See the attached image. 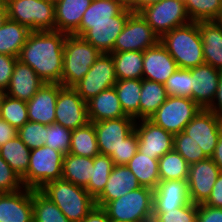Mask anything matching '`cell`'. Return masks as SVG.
I'll return each mask as SVG.
<instances>
[{
  "label": "cell",
  "mask_w": 222,
  "mask_h": 222,
  "mask_svg": "<svg viewBox=\"0 0 222 222\" xmlns=\"http://www.w3.org/2000/svg\"><path fill=\"white\" fill-rule=\"evenodd\" d=\"M60 31H31L18 60L29 65L45 83L61 84L64 43Z\"/></svg>",
  "instance_id": "1"
},
{
  "label": "cell",
  "mask_w": 222,
  "mask_h": 222,
  "mask_svg": "<svg viewBox=\"0 0 222 222\" xmlns=\"http://www.w3.org/2000/svg\"><path fill=\"white\" fill-rule=\"evenodd\" d=\"M159 42L176 61L178 68L191 69L205 63L198 22H190L163 34Z\"/></svg>",
  "instance_id": "2"
},
{
  "label": "cell",
  "mask_w": 222,
  "mask_h": 222,
  "mask_svg": "<svg viewBox=\"0 0 222 222\" xmlns=\"http://www.w3.org/2000/svg\"><path fill=\"white\" fill-rule=\"evenodd\" d=\"M53 201L70 222H81L96 206L84 187L63 178L46 183L39 189Z\"/></svg>",
  "instance_id": "3"
},
{
  "label": "cell",
  "mask_w": 222,
  "mask_h": 222,
  "mask_svg": "<svg viewBox=\"0 0 222 222\" xmlns=\"http://www.w3.org/2000/svg\"><path fill=\"white\" fill-rule=\"evenodd\" d=\"M154 190L140 187L109 201L102 209L111 221L151 222L153 219Z\"/></svg>",
  "instance_id": "4"
},
{
  "label": "cell",
  "mask_w": 222,
  "mask_h": 222,
  "mask_svg": "<svg viewBox=\"0 0 222 222\" xmlns=\"http://www.w3.org/2000/svg\"><path fill=\"white\" fill-rule=\"evenodd\" d=\"M102 53L82 37L67 35L64 43L61 84L73 87L83 79Z\"/></svg>",
  "instance_id": "5"
},
{
  "label": "cell",
  "mask_w": 222,
  "mask_h": 222,
  "mask_svg": "<svg viewBox=\"0 0 222 222\" xmlns=\"http://www.w3.org/2000/svg\"><path fill=\"white\" fill-rule=\"evenodd\" d=\"M8 19L31 31L55 30V2L52 0H5Z\"/></svg>",
  "instance_id": "6"
},
{
  "label": "cell",
  "mask_w": 222,
  "mask_h": 222,
  "mask_svg": "<svg viewBox=\"0 0 222 222\" xmlns=\"http://www.w3.org/2000/svg\"><path fill=\"white\" fill-rule=\"evenodd\" d=\"M64 154L49 146L30 151L29 168L21 178L24 187L40 189L46 183L62 177Z\"/></svg>",
  "instance_id": "7"
},
{
  "label": "cell",
  "mask_w": 222,
  "mask_h": 222,
  "mask_svg": "<svg viewBox=\"0 0 222 222\" xmlns=\"http://www.w3.org/2000/svg\"><path fill=\"white\" fill-rule=\"evenodd\" d=\"M139 13L159 37L191 22L184 0H160L144 7Z\"/></svg>",
  "instance_id": "8"
},
{
  "label": "cell",
  "mask_w": 222,
  "mask_h": 222,
  "mask_svg": "<svg viewBox=\"0 0 222 222\" xmlns=\"http://www.w3.org/2000/svg\"><path fill=\"white\" fill-rule=\"evenodd\" d=\"M200 110L191 98L168 96L149 120L165 131L177 134L184 130Z\"/></svg>",
  "instance_id": "9"
},
{
  "label": "cell",
  "mask_w": 222,
  "mask_h": 222,
  "mask_svg": "<svg viewBox=\"0 0 222 222\" xmlns=\"http://www.w3.org/2000/svg\"><path fill=\"white\" fill-rule=\"evenodd\" d=\"M117 82L111 54L102 53L89 71L73 88L85 101H89L104 90L114 87Z\"/></svg>",
  "instance_id": "10"
},
{
  "label": "cell",
  "mask_w": 222,
  "mask_h": 222,
  "mask_svg": "<svg viewBox=\"0 0 222 222\" xmlns=\"http://www.w3.org/2000/svg\"><path fill=\"white\" fill-rule=\"evenodd\" d=\"M160 37L139 12H132L116 39L113 52L145 51L155 46Z\"/></svg>",
  "instance_id": "11"
},
{
  "label": "cell",
  "mask_w": 222,
  "mask_h": 222,
  "mask_svg": "<svg viewBox=\"0 0 222 222\" xmlns=\"http://www.w3.org/2000/svg\"><path fill=\"white\" fill-rule=\"evenodd\" d=\"M131 13L132 11L125 8L116 16V22L80 23L79 28L72 35L82 37L101 53H113L116 39Z\"/></svg>",
  "instance_id": "12"
},
{
  "label": "cell",
  "mask_w": 222,
  "mask_h": 222,
  "mask_svg": "<svg viewBox=\"0 0 222 222\" xmlns=\"http://www.w3.org/2000/svg\"><path fill=\"white\" fill-rule=\"evenodd\" d=\"M222 131V120L208 109H201L186 125L183 132L211 158Z\"/></svg>",
  "instance_id": "13"
},
{
  "label": "cell",
  "mask_w": 222,
  "mask_h": 222,
  "mask_svg": "<svg viewBox=\"0 0 222 222\" xmlns=\"http://www.w3.org/2000/svg\"><path fill=\"white\" fill-rule=\"evenodd\" d=\"M55 123L74 130L87 125V102H85L73 87H62L59 90L55 108Z\"/></svg>",
  "instance_id": "14"
},
{
  "label": "cell",
  "mask_w": 222,
  "mask_h": 222,
  "mask_svg": "<svg viewBox=\"0 0 222 222\" xmlns=\"http://www.w3.org/2000/svg\"><path fill=\"white\" fill-rule=\"evenodd\" d=\"M135 131L138 134V151L150 158L159 159L173 149L174 134L149 119L136 120Z\"/></svg>",
  "instance_id": "15"
},
{
  "label": "cell",
  "mask_w": 222,
  "mask_h": 222,
  "mask_svg": "<svg viewBox=\"0 0 222 222\" xmlns=\"http://www.w3.org/2000/svg\"><path fill=\"white\" fill-rule=\"evenodd\" d=\"M135 119L127 116L93 122L100 154L117 153L125 140L135 130Z\"/></svg>",
  "instance_id": "16"
},
{
  "label": "cell",
  "mask_w": 222,
  "mask_h": 222,
  "mask_svg": "<svg viewBox=\"0 0 222 222\" xmlns=\"http://www.w3.org/2000/svg\"><path fill=\"white\" fill-rule=\"evenodd\" d=\"M220 173L211 158L189 165L187 182L190 201L194 204L205 203Z\"/></svg>",
  "instance_id": "17"
},
{
  "label": "cell",
  "mask_w": 222,
  "mask_h": 222,
  "mask_svg": "<svg viewBox=\"0 0 222 222\" xmlns=\"http://www.w3.org/2000/svg\"><path fill=\"white\" fill-rule=\"evenodd\" d=\"M190 70L191 99L201 109H207L215 98L221 71L205 63Z\"/></svg>",
  "instance_id": "18"
},
{
  "label": "cell",
  "mask_w": 222,
  "mask_h": 222,
  "mask_svg": "<svg viewBox=\"0 0 222 222\" xmlns=\"http://www.w3.org/2000/svg\"><path fill=\"white\" fill-rule=\"evenodd\" d=\"M0 222H33L31 188L0 193Z\"/></svg>",
  "instance_id": "19"
},
{
  "label": "cell",
  "mask_w": 222,
  "mask_h": 222,
  "mask_svg": "<svg viewBox=\"0 0 222 222\" xmlns=\"http://www.w3.org/2000/svg\"><path fill=\"white\" fill-rule=\"evenodd\" d=\"M177 68L176 61L160 42L143 51V79L164 84Z\"/></svg>",
  "instance_id": "20"
},
{
  "label": "cell",
  "mask_w": 222,
  "mask_h": 222,
  "mask_svg": "<svg viewBox=\"0 0 222 222\" xmlns=\"http://www.w3.org/2000/svg\"><path fill=\"white\" fill-rule=\"evenodd\" d=\"M62 84L44 83L37 93L27 101L28 120L44 125L55 123V108Z\"/></svg>",
  "instance_id": "21"
},
{
  "label": "cell",
  "mask_w": 222,
  "mask_h": 222,
  "mask_svg": "<svg viewBox=\"0 0 222 222\" xmlns=\"http://www.w3.org/2000/svg\"><path fill=\"white\" fill-rule=\"evenodd\" d=\"M190 202L187 180L160 181L154 189L153 212H167Z\"/></svg>",
  "instance_id": "22"
},
{
  "label": "cell",
  "mask_w": 222,
  "mask_h": 222,
  "mask_svg": "<svg viewBox=\"0 0 222 222\" xmlns=\"http://www.w3.org/2000/svg\"><path fill=\"white\" fill-rule=\"evenodd\" d=\"M140 187L137 177L127 165H115L103 191L95 198V204L102 208L109 201L118 199Z\"/></svg>",
  "instance_id": "23"
},
{
  "label": "cell",
  "mask_w": 222,
  "mask_h": 222,
  "mask_svg": "<svg viewBox=\"0 0 222 222\" xmlns=\"http://www.w3.org/2000/svg\"><path fill=\"white\" fill-rule=\"evenodd\" d=\"M44 83L29 65L17 60L5 94L27 102Z\"/></svg>",
  "instance_id": "24"
},
{
  "label": "cell",
  "mask_w": 222,
  "mask_h": 222,
  "mask_svg": "<svg viewBox=\"0 0 222 222\" xmlns=\"http://www.w3.org/2000/svg\"><path fill=\"white\" fill-rule=\"evenodd\" d=\"M92 0L55 1V30L72 35L80 26Z\"/></svg>",
  "instance_id": "25"
},
{
  "label": "cell",
  "mask_w": 222,
  "mask_h": 222,
  "mask_svg": "<svg viewBox=\"0 0 222 222\" xmlns=\"http://www.w3.org/2000/svg\"><path fill=\"white\" fill-rule=\"evenodd\" d=\"M87 110L91 123L127 117L114 87L102 91L87 101Z\"/></svg>",
  "instance_id": "26"
},
{
  "label": "cell",
  "mask_w": 222,
  "mask_h": 222,
  "mask_svg": "<svg viewBox=\"0 0 222 222\" xmlns=\"http://www.w3.org/2000/svg\"><path fill=\"white\" fill-rule=\"evenodd\" d=\"M205 64L222 71V25L218 21H199Z\"/></svg>",
  "instance_id": "27"
},
{
  "label": "cell",
  "mask_w": 222,
  "mask_h": 222,
  "mask_svg": "<svg viewBox=\"0 0 222 222\" xmlns=\"http://www.w3.org/2000/svg\"><path fill=\"white\" fill-rule=\"evenodd\" d=\"M30 32L27 26L7 19L0 27V53L18 57Z\"/></svg>",
  "instance_id": "28"
},
{
  "label": "cell",
  "mask_w": 222,
  "mask_h": 222,
  "mask_svg": "<svg viewBox=\"0 0 222 222\" xmlns=\"http://www.w3.org/2000/svg\"><path fill=\"white\" fill-rule=\"evenodd\" d=\"M114 88L124 113L135 120H140L142 79L117 80Z\"/></svg>",
  "instance_id": "29"
},
{
  "label": "cell",
  "mask_w": 222,
  "mask_h": 222,
  "mask_svg": "<svg viewBox=\"0 0 222 222\" xmlns=\"http://www.w3.org/2000/svg\"><path fill=\"white\" fill-rule=\"evenodd\" d=\"M92 167L93 158L68 153L64 155L61 178L85 188L92 176Z\"/></svg>",
  "instance_id": "30"
},
{
  "label": "cell",
  "mask_w": 222,
  "mask_h": 222,
  "mask_svg": "<svg viewBox=\"0 0 222 222\" xmlns=\"http://www.w3.org/2000/svg\"><path fill=\"white\" fill-rule=\"evenodd\" d=\"M126 165L137 177L141 187L154 190L160 182L158 159L150 158L148 155L137 151Z\"/></svg>",
  "instance_id": "31"
},
{
  "label": "cell",
  "mask_w": 222,
  "mask_h": 222,
  "mask_svg": "<svg viewBox=\"0 0 222 222\" xmlns=\"http://www.w3.org/2000/svg\"><path fill=\"white\" fill-rule=\"evenodd\" d=\"M110 54L114 62L117 80L142 79V51L113 52Z\"/></svg>",
  "instance_id": "32"
},
{
  "label": "cell",
  "mask_w": 222,
  "mask_h": 222,
  "mask_svg": "<svg viewBox=\"0 0 222 222\" xmlns=\"http://www.w3.org/2000/svg\"><path fill=\"white\" fill-rule=\"evenodd\" d=\"M30 151L18 136L0 146L1 157L20 178L26 174L29 168Z\"/></svg>",
  "instance_id": "33"
},
{
  "label": "cell",
  "mask_w": 222,
  "mask_h": 222,
  "mask_svg": "<svg viewBox=\"0 0 222 222\" xmlns=\"http://www.w3.org/2000/svg\"><path fill=\"white\" fill-rule=\"evenodd\" d=\"M167 98L163 84L142 78L140 119H150Z\"/></svg>",
  "instance_id": "34"
},
{
  "label": "cell",
  "mask_w": 222,
  "mask_h": 222,
  "mask_svg": "<svg viewBox=\"0 0 222 222\" xmlns=\"http://www.w3.org/2000/svg\"><path fill=\"white\" fill-rule=\"evenodd\" d=\"M125 8L124 0H92L81 23L116 22V16Z\"/></svg>",
  "instance_id": "35"
},
{
  "label": "cell",
  "mask_w": 222,
  "mask_h": 222,
  "mask_svg": "<svg viewBox=\"0 0 222 222\" xmlns=\"http://www.w3.org/2000/svg\"><path fill=\"white\" fill-rule=\"evenodd\" d=\"M69 153L90 158L100 153L93 123L72 131Z\"/></svg>",
  "instance_id": "36"
},
{
  "label": "cell",
  "mask_w": 222,
  "mask_h": 222,
  "mask_svg": "<svg viewBox=\"0 0 222 222\" xmlns=\"http://www.w3.org/2000/svg\"><path fill=\"white\" fill-rule=\"evenodd\" d=\"M160 181L187 180L188 162L174 149L158 159Z\"/></svg>",
  "instance_id": "37"
},
{
  "label": "cell",
  "mask_w": 222,
  "mask_h": 222,
  "mask_svg": "<svg viewBox=\"0 0 222 222\" xmlns=\"http://www.w3.org/2000/svg\"><path fill=\"white\" fill-rule=\"evenodd\" d=\"M33 222H70L39 189H32Z\"/></svg>",
  "instance_id": "38"
},
{
  "label": "cell",
  "mask_w": 222,
  "mask_h": 222,
  "mask_svg": "<svg viewBox=\"0 0 222 222\" xmlns=\"http://www.w3.org/2000/svg\"><path fill=\"white\" fill-rule=\"evenodd\" d=\"M93 164L92 176L85 189L95 199L106 186L115 165L110 156L100 153L93 157Z\"/></svg>",
  "instance_id": "39"
},
{
  "label": "cell",
  "mask_w": 222,
  "mask_h": 222,
  "mask_svg": "<svg viewBox=\"0 0 222 222\" xmlns=\"http://www.w3.org/2000/svg\"><path fill=\"white\" fill-rule=\"evenodd\" d=\"M192 22L217 21L222 12V0H184Z\"/></svg>",
  "instance_id": "40"
},
{
  "label": "cell",
  "mask_w": 222,
  "mask_h": 222,
  "mask_svg": "<svg viewBox=\"0 0 222 222\" xmlns=\"http://www.w3.org/2000/svg\"><path fill=\"white\" fill-rule=\"evenodd\" d=\"M0 118L18 130L29 121L27 102L5 95Z\"/></svg>",
  "instance_id": "41"
},
{
  "label": "cell",
  "mask_w": 222,
  "mask_h": 222,
  "mask_svg": "<svg viewBox=\"0 0 222 222\" xmlns=\"http://www.w3.org/2000/svg\"><path fill=\"white\" fill-rule=\"evenodd\" d=\"M173 149L177 151L189 165L207 159L200 146L183 131L174 134Z\"/></svg>",
  "instance_id": "42"
},
{
  "label": "cell",
  "mask_w": 222,
  "mask_h": 222,
  "mask_svg": "<svg viewBox=\"0 0 222 222\" xmlns=\"http://www.w3.org/2000/svg\"><path fill=\"white\" fill-rule=\"evenodd\" d=\"M163 85L168 96L191 98V70L177 68Z\"/></svg>",
  "instance_id": "43"
},
{
  "label": "cell",
  "mask_w": 222,
  "mask_h": 222,
  "mask_svg": "<svg viewBox=\"0 0 222 222\" xmlns=\"http://www.w3.org/2000/svg\"><path fill=\"white\" fill-rule=\"evenodd\" d=\"M71 134L72 130L58 123L46 125L45 145L66 155L71 145Z\"/></svg>",
  "instance_id": "44"
},
{
  "label": "cell",
  "mask_w": 222,
  "mask_h": 222,
  "mask_svg": "<svg viewBox=\"0 0 222 222\" xmlns=\"http://www.w3.org/2000/svg\"><path fill=\"white\" fill-rule=\"evenodd\" d=\"M198 204L190 202L185 206L167 210V212H153V222H196Z\"/></svg>",
  "instance_id": "45"
},
{
  "label": "cell",
  "mask_w": 222,
  "mask_h": 222,
  "mask_svg": "<svg viewBox=\"0 0 222 222\" xmlns=\"http://www.w3.org/2000/svg\"><path fill=\"white\" fill-rule=\"evenodd\" d=\"M17 136L30 150L44 146L46 141V125L28 121L17 130Z\"/></svg>",
  "instance_id": "46"
},
{
  "label": "cell",
  "mask_w": 222,
  "mask_h": 222,
  "mask_svg": "<svg viewBox=\"0 0 222 222\" xmlns=\"http://www.w3.org/2000/svg\"><path fill=\"white\" fill-rule=\"evenodd\" d=\"M24 188L22 179L0 155V193Z\"/></svg>",
  "instance_id": "47"
},
{
  "label": "cell",
  "mask_w": 222,
  "mask_h": 222,
  "mask_svg": "<svg viewBox=\"0 0 222 222\" xmlns=\"http://www.w3.org/2000/svg\"><path fill=\"white\" fill-rule=\"evenodd\" d=\"M138 151V134L134 130L125 140L117 153H112L110 158L114 165H126Z\"/></svg>",
  "instance_id": "48"
},
{
  "label": "cell",
  "mask_w": 222,
  "mask_h": 222,
  "mask_svg": "<svg viewBox=\"0 0 222 222\" xmlns=\"http://www.w3.org/2000/svg\"><path fill=\"white\" fill-rule=\"evenodd\" d=\"M17 60L18 57L0 53V89L8 88Z\"/></svg>",
  "instance_id": "49"
},
{
  "label": "cell",
  "mask_w": 222,
  "mask_h": 222,
  "mask_svg": "<svg viewBox=\"0 0 222 222\" xmlns=\"http://www.w3.org/2000/svg\"><path fill=\"white\" fill-rule=\"evenodd\" d=\"M197 222H222V208L198 204Z\"/></svg>",
  "instance_id": "50"
},
{
  "label": "cell",
  "mask_w": 222,
  "mask_h": 222,
  "mask_svg": "<svg viewBox=\"0 0 222 222\" xmlns=\"http://www.w3.org/2000/svg\"><path fill=\"white\" fill-rule=\"evenodd\" d=\"M204 204L212 207L222 208V172L216 179L211 195Z\"/></svg>",
  "instance_id": "51"
},
{
  "label": "cell",
  "mask_w": 222,
  "mask_h": 222,
  "mask_svg": "<svg viewBox=\"0 0 222 222\" xmlns=\"http://www.w3.org/2000/svg\"><path fill=\"white\" fill-rule=\"evenodd\" d=\"M222 120V71L219 75L217 92L212 104L207 108Z\"/></svg>",
  "instance_id": "52"
},
{
  "label": "cell",
  "mask_w": 222,
  "mask_h": 222,
  "mask_svg": "<svg viewBox=\"0 0 222 222\" xmlns=\"http://www.w3.org/2000/svg\"><path fill=\"white\" fill-rule=\"evenodd\" d=\"M17 136V129L0 118V146Z\"/></svg>",
  "instance_id": "53"
},
{
  "label": "cell",
  "mask_w": 222,
  "mask_h": 222,
  "mask_svg": "<svg viewBox=\"0 0 222 222\" xmlns=\"http://www.w3.org/2000/svg\"><path fill=\"white\" fill-rule=\"evenodd\" d=\"M81 222H111V220L101 207L95 206Z\"/></svg>",
  "instance_id": "54"
},
{
  "label": "cell",
  "mask_w": 222,
  "mask_h": 222,
  "mask_svg": "<svg viewBox=\"0 0 222 222\" xmlns=\"http://www.w3.org/2000/svg\"><path fill=\"white\" fill-rule=\"evenodd\" d=\"M159 1L160 0H124L125 7L132 12H139L144 7Z\"/></svg>",
  "instance_id": "55"
},
{
  "label": "cell",
  "mask_w": 222,
  "mask_h": 222,
  "mask_svg": "<svg viewBox=\"0 0 222 222\" xmlns=\"http://www.w3.org/2000/svg\"><path fill=\"white\" fill-rule=\"evenodd\" d=\"M211 159L214 161V163L218 166V168L222 172V131L218 138V142Z\"/></svg>",
  "instance_id": "56"
},
{
  "label": "cell",
  "mask_w": 222,
  "mask_h": 222,
  "mask_svg": "<svg viewBox=\"0 0 222 222\" xmlns=\"http://www.w3.org/2000/svg\"><path fill=\"white\" fill-rule=\"evenodd\" d=\"M8 12L5 0H0V27L7 21Z\"/></svg>",
  "instance_id": "57"
},
{
  "label": "cell",
  "mask_w": 222,
  "mask_h": 222,
  "mask_svg": "<svg viewBox=\"0 0 222 222\" xmlns=\"http://www.w3.org/2000/svg\"><path fill=\"white\" fill-rule=\"evenodd\" d=\"M5 95H6L5 91L0 89V112H1L2 101H3L4 97H5Z\"/></svg>",
  "instance_id": "58"
},
{
  "label": "cell",
  "mask_w": 222,
  "mask_h": 222,
  "mask_svg": "<svg viewBox=\"0 0 222 222\" xmlns=\"http://www.w3.org/2000/svg\"><path fill=\"white\" fill-rule=\"evenodd\" d=\"M217 21L222 25V12H221V15Z\"/></svg>",
  "instance_id": "59"
}]
</instances>
